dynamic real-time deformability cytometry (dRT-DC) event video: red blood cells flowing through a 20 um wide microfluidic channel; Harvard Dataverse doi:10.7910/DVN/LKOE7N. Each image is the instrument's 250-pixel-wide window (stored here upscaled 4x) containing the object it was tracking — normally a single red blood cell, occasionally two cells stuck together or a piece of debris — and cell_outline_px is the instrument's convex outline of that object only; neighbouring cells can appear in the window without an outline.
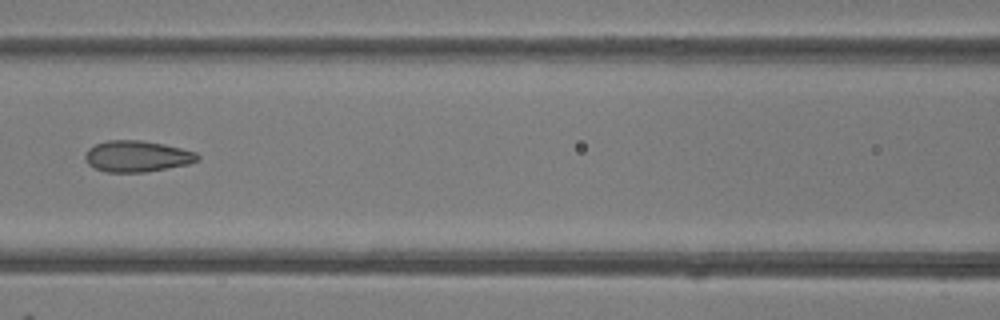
{"species": "common noctule bat (a hibernating species)", "species_latin": "Nyctalus noctula", "temperature_condition": "room temperature", "stored_images_in_passage": 6, "camera_frame_rate_fps": 3000, "um_per_image_px": 0.085, "animal": {"sex": "female"}, "frame": {"image": 1, "passage_image": 6, "time_ms": 5.667, "image_size_px": [1000, 320], "cell_outline_px": [[200, 160], [188, 164], [144, 172], [104, 172], [88, 164], [84, 156], [88, 148], [96, 144], [108, 140], [140, 140], [164, 144], [196, 152], [200, 156]], "centroid_in_image_um": [11.65, 13.28], "position_along_channel_um": 155.0, "area_um2": 20.4}}